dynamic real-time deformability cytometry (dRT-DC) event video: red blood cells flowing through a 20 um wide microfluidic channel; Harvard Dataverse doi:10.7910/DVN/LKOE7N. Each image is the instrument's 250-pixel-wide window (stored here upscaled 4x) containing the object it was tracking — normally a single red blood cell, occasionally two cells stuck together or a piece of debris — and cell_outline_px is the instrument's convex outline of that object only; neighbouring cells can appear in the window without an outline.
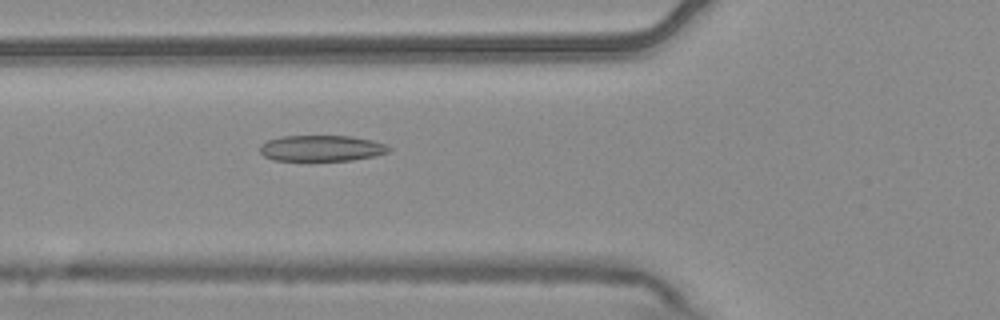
{"species": "common noctule bat (a hibernating species)", "species_latin": "Nyctalus noctula", "temperature_condition": "warm", "stored_images_in_passage": 6, "camera_frame_rate_fps": 3000, "um_per_image_px": 0.085, "animal": {"sex": "male", "body_mass_g": 20.4}, "frame": {"image": 1, "passage_image": 6, "time_ms": 1.667, "image_size_px": [1000, 320], "cell_outline_px": [[392, 148], [388, 152], [372, 156], [352, 160], [272, 160], [264, 156], [260, 152], [260, 144], [268, 140], [280, 136], [352, 136], [372, 140], [384, 144]], "centroid_in_image_um": [27.3, 12.59], "position_along_channel_um": 98.5, "area_um2": 19.42}}